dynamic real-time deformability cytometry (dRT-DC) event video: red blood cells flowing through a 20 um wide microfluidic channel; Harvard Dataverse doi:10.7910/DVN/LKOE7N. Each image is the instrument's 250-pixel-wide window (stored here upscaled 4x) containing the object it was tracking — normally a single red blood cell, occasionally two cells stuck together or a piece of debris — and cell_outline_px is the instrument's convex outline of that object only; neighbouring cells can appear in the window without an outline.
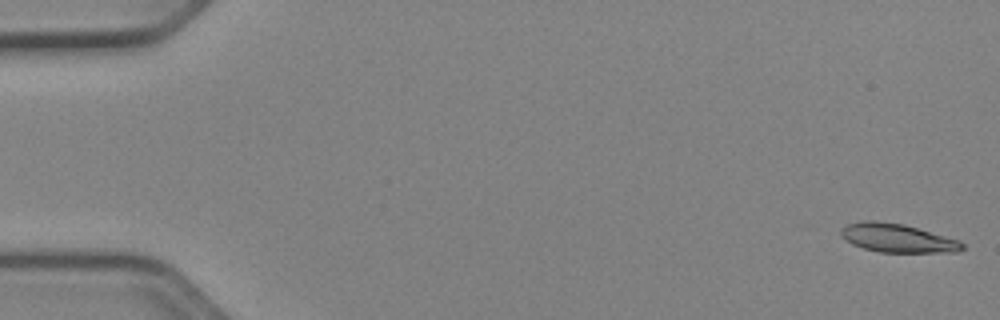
{"species": "Egyptian fruit bat (a non-hibernating species)", "species_latin": "Rousettus aegyptiacus", "temperature_condition": "cold", "stored_images_in_passage": 28, "camera_frame_rate_fps": 3000, "um_per_image_px": 0.085, "animal": {"sex": "female"}, "frame": {"image": 1, "passage_image": 1, "time_ms": 0.0, "image_size_px": [1000, 320], "cell_outline_px": [[964, 248], [960, 252], [880, 252], [864, 248], [852, 244], [840, 236], [840, 228], [848, 224], [860, 220], [872, 220], [904, 224], [960, 240], [964, 244]], "centroid_in_image_um": [76.27, 20.23], "position_along_channel_um": 8.7, "area_um2": 20.35}}
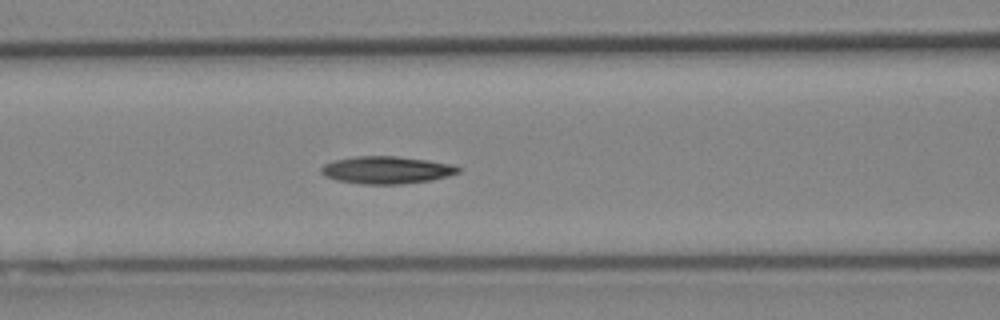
{"frame": {"image": 2, "passage_image": 22, "time_ms": 7.0, "image_size_px": [1000, 320], "cell_outline_px": [[460, 172], [448, 176], [432, 180], [400, 184], [360, 184], [336, 180], [324, 176], [320, 172], [320, 168], [324, 164], [336, 160], [356, 156], [396, 156], [428, 160], [452, 164], [460, 168]], "centroid_in_image_um": [32.85, 14.45], "position_along_channel_um": 133.8, "area_um2": 21.96}}
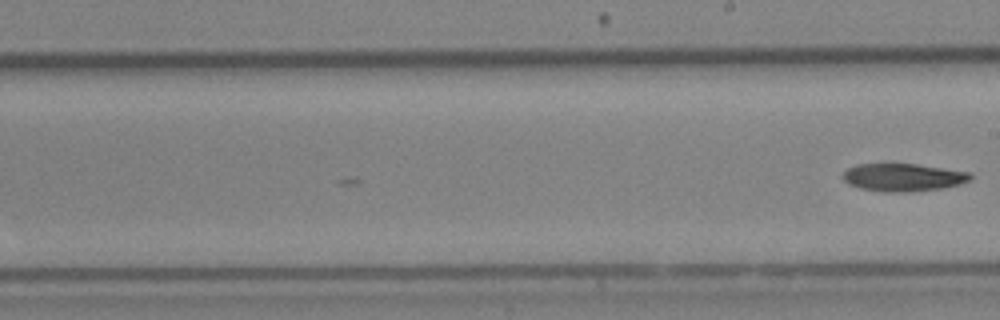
{"frame": {"image": 3, "passage_image": 28, "time_ms": 9.0, "image_size_px": [1000, 320], "cell_outline_px": [[972, 180], [960, 184], [944, 188], [912, 192], [884, 192], [860, 188], [848, 184], [840, 176], [848, 168], [856, 164], [916, 164], [972, 172]], "centroid_in_image_um": [76.79, 15.08], "position_along_channel_um": 212.2, "area_um2": 20.92}}